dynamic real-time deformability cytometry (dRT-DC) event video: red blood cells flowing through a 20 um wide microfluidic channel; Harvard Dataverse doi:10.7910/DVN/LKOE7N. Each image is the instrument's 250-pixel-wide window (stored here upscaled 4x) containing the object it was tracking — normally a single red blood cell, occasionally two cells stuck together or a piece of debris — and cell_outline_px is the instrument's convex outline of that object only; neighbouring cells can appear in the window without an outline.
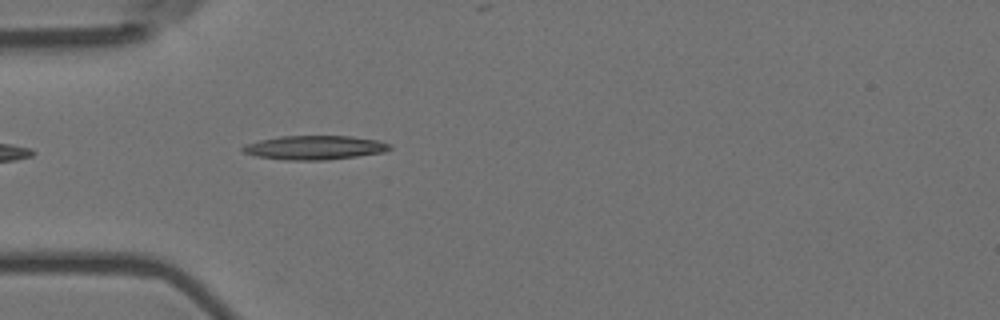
{"species": "Egyptian fruit bat (a non-hibernating species)", "species_latin": "Rousettus aegyptiacus", "temperature_condition": "room temperature", "stored_images_in_passage": 1, "camera_frame_rate_fps": 3000, "um_per_image_px": 0.085, "animal": {"sex": "female"}, "frame": {"image": 1, "passage_image": 1, "time_ms": 0.0, "image_size_px": [1000, 320], "cell_outline_px": [[392, 148], [384, 152], [356, 156], [324, 160], [284, 160], [256, 156], [244, 152], [240, 148], [244, 144], [260, 140], [280, 136], [352, 136], [380, 140], [392, 144]], "centroid_in_image_um": [26.76, 12.54], "position_along_channel_um": 58.2, "area_um2": 20.69}}